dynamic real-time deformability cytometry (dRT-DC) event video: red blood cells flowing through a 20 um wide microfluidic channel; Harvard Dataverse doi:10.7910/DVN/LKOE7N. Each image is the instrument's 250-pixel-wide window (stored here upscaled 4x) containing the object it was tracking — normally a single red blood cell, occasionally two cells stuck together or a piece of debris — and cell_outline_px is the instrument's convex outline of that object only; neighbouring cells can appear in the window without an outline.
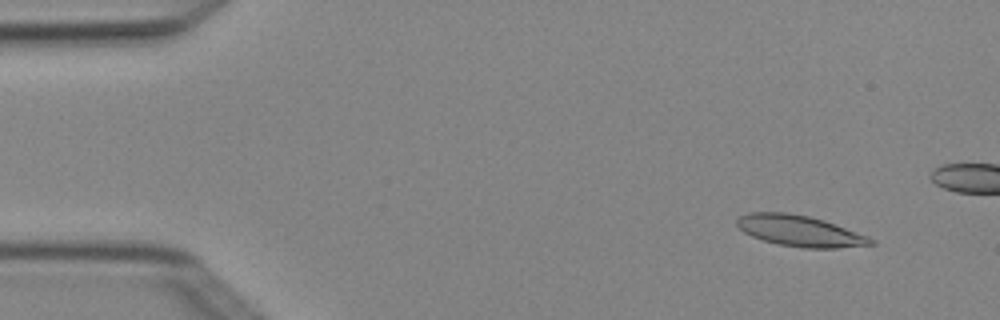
{"species": "Egyptian fruit bat (a non-hibernating species)", "species_latin": "Rousettus aegyptiacus", "temperature_condition": "cold", "stored_images_in_passage": 6, "camera_frame_rate_fps": 3000, "um_per_image_px": 0.085, "animal": {"sex": "female"}, "frame": {"image": 1, "passage_image": 2, "time_ms": 0.333, "image_size_px": [1000, 320], "cell_outline_px": [[876, 244], [836, 248], [804, 248], [780, 244], [764, 240], [752, 236], [744, 232], [736, 224], [736, 220], [740, 216], [748, 212], [788, 212], [808, 216], [824, 220], [868, 236]], "centroid_in_image_um": [67.97, 19.62], "position_along_channel_um": 17.0, "area_um2": 23.99}}